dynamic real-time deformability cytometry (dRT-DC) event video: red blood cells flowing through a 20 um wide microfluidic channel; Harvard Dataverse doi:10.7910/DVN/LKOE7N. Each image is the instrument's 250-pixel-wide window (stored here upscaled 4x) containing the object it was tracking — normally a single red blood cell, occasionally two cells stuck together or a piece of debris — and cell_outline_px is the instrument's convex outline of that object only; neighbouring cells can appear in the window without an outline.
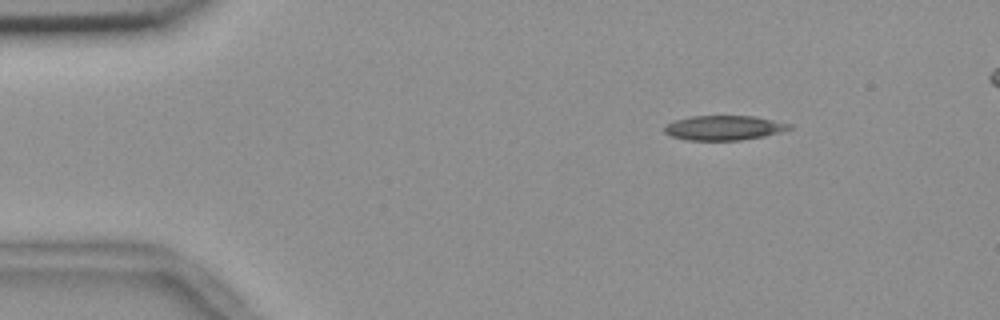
{"species": "common noctule bat (a hibernating species)", "species_latin": "Nyctalus noctula", "temperature_condition": "room temperature", "stored_images_in_passage": 4, "camera_frame_rate_fps": 3000, "um_per_image_px": 0.085, "animal": {"sex": "female", "body_mass_g": 18.4}, "frame": {"image": 1, "passage_image": 1, "time_ms": 0.0, "image_size_px": [1000, 320], "cell_outline_px": [[792, 128], [780, 132], [764, 136], [740, 140], [684, 140], [672, 136], [664, 132], [664, 128], [668, 124], [676, 120], [692, 116], [756, 116], [792, 124]], "centroid_in_image_um": [61.56, 10.86], "position_along_channel_um": 23.4, "area_um2": 17.86}}